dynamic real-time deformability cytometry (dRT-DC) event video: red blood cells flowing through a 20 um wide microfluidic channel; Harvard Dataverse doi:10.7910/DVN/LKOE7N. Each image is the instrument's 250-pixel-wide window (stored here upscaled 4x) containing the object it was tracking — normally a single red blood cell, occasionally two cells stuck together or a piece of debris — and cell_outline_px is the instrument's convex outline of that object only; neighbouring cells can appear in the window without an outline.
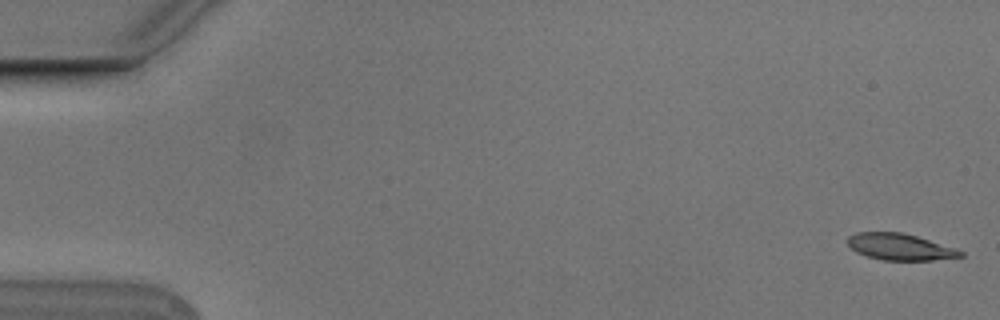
{"species": "Egyptian fruit bat (a non-hibernating species)", "species_latin": "Rousettus aegyptiacus", "temperature_condition": "cold", "stored_images_in_passage": 6, "camera_frame_rate_fps": 3000, "um_per_image_px": 0.085, "animal": {"sex": "male"}, "frame": {"image": 1, "passage_image": 1, "time_ms": 0.0, "image_size_px": [1000, 320], "cell_outline_px": [[964, 256], [932, 260], [884, 260], [868, 256], [856, 252], [848, 244], [848, 236], [856, 232], [904, 232], [956, 248], [964, 252]], "centroid_in_image_um": [76.51, 20.97], "position_along_channel_um": 8.5, "area_um2": 17.4}}
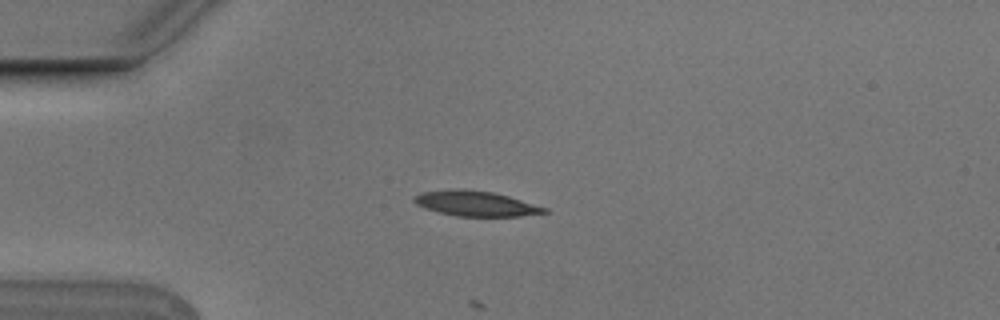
{"frame": {"image": 2, "passage_image": 4, "time_ms": 1.0, "image_size_px": [1000, 320], "cell_outline_px": [[548, 212], [520, 216], [456, 216], [424, 208], [416, 204], [412, 200], [412, 196], [420, 192], [456, 188], [464, 188], [492, 192], [508, 196], [548, 208]], "centroid_in_image_um": [40.38, 17.29], "position_along_channel_um": 44.6, "area_um2": 19.19}}